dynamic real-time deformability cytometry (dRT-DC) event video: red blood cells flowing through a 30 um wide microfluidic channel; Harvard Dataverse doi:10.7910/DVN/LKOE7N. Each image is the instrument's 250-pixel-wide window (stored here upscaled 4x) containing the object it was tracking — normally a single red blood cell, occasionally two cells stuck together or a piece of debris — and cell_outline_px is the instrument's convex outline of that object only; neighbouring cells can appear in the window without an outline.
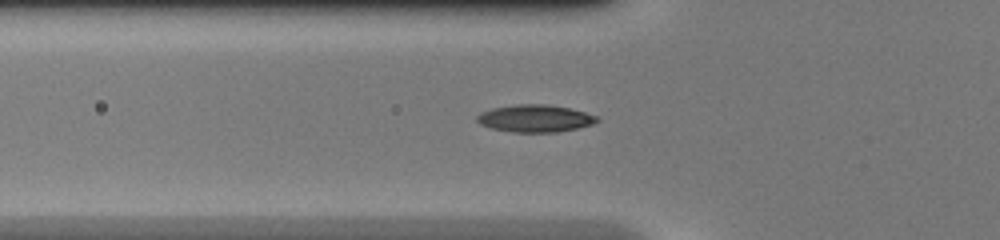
{"species": "common noctule bat (a hibernating species)", "species_latin": "Nyctalus noctula", "temperature_condition": "warm", "stored_images_in_passage": 49, "camera_frame_rate_fps": 3000, "um_per_image_px": 0.085, "animal": {"sex": "female", "body_mass_g": 20.0, "forearm_length_mm": 54.0}, "frame": {"image": 1, "passage_image": 18, "time_ms": 5.667, "image_size_px": [1000, 240], "cell_outline_px": [[600, 120], [592, 124], [576, 128], [556, 132], [512, 132], [492, 128], [480, 124], [476, 120], [476, 116], [480, 112], [492, 108], [516, 104], [544, 104], [568, 108], [600, 116]], "centroid_in_image_um": [45.47, 10.06], "position_along_channel_um": 80.3, "area_um2": 19.07}}
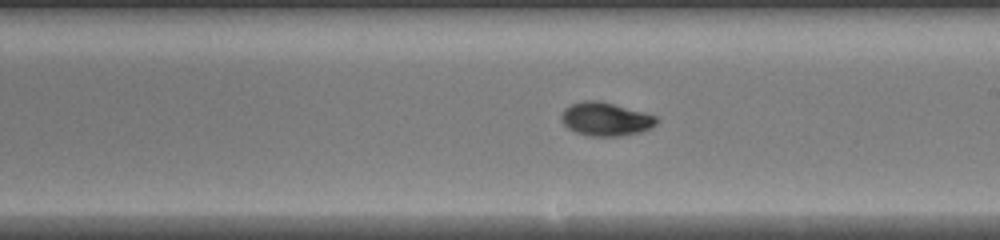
{"frame": {"image": 2, "passage_image": 29, "time_ms": 9.333, "image_size_px": [1000, 240], "cell_outline_px": [[656, 124], [652, 128], [640, 132], [620, 136], [588, 136], [576, 132], [568, 128], [560, 120], [560, 116], [564, 108], [572, 104], [584, 100], [596, 100], [644, 112], [656, 116]], "centroid_in_image_um": [51.45, 10.13], "position_along_channel_um": 237.5, "area_um2": 18.5}}
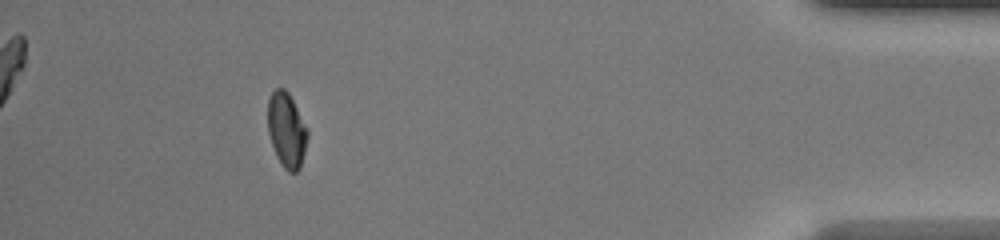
{"frame": {"image": 3, "passage_image": 45, "time_ms": 14.667, "image_size_px": [1000, 240], "cell_outline_px": [[308, 136], [300, 168], [296, 172], [288, 172], [280, 164], [276, 156], [268, 132], [268, 100], [272, 92], [276, 88], [284, 88], [288, 92], [308, 128]], "centroid_in_image_um": [24.36, 11.06], "position_along_channel_um": 410.8, "area_um2": 17.34}, "authors_computed_cell_mechanics": {"area_um2": 17.4556, "velocity_mm_per_s": 4.2712, "shape_relaxation_time_tau1_ms": 5.9271, "shape_relaxation_time_tau2_ms": 1.1833, "deformation_change_tau1": 0.2313, "deformation_change_tau2": 0.0351}}